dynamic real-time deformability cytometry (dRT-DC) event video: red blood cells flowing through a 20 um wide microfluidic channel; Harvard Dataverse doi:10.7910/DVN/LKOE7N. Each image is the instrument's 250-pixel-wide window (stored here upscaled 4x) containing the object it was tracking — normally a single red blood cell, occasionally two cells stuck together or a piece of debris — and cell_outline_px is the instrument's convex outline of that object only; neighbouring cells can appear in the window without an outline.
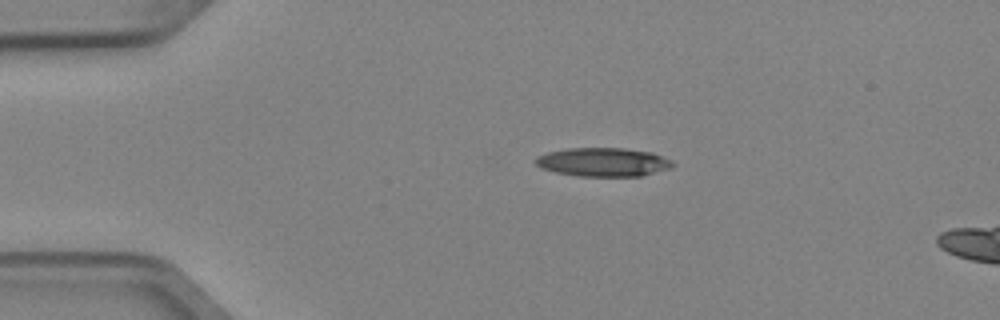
{"species": "Egyptian fruit bat (a non-hibernating species)", "species_latin": "Rousettus aegyptiacus", "temperature_condition": "cold", "stored_images_in_passage": 3, "segment_of_instrument_passage": [1, 2], "camera_frame_rate_fps": 3000, "um_per_image_px": 0.085, "animal": {"sex": "female"}, "frame": {"image": 1, "passage_image": 1, "time_ms": 0.0, "image_size_px": [1000, 320], "cell_outline_px": [[676, 164], [672, 168], [640, 176], [580, 176], [556, 172], [540, 168], [536, 164], [536, 156], [548, 152], [568, 148], [624, 148], [652, 152], [672, 160]], "centroid_in_image_um": [51.3, 13.77], "position_along_channel_um": 33.7, "area_um2": 23.0}}